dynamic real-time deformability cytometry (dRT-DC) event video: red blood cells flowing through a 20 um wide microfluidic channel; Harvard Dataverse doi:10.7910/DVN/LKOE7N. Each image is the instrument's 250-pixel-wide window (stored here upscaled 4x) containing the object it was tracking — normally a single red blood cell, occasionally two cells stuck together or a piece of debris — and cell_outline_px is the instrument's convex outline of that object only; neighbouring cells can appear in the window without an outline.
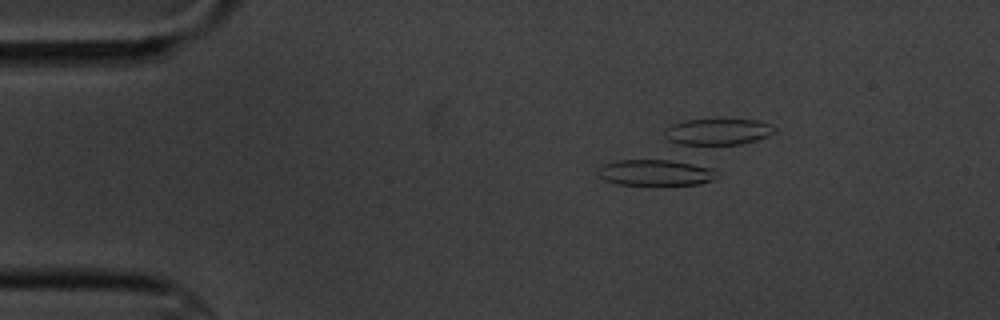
{"species": "common noctule bat (a hibernating species)", "species_latin": "Nyctalus noctula", "temperature_condition": "cold", "stored_images_in_passage": 5, "camera_frame_rate_fps": 3000, "um_per_image_px": 0.085, "animal": {"sex": "male", "body_mass_g": 20.1, "forearm_length_mm": 53.5}, "frame": {"image": 1, "passage_image": 2, "time_ms": 1.333, "image_size_px": [1000, 320], "cell_outline_px": [[720, 176], [712, 180], [700, 184], [616, 184], [604, 180], [600, 176], [596, 168], [604, 164], [616, 160], [684, 160], [716, 168], [720, 172]], "centroid_in_image_um": [55.83, 14.64], "position_along_channel_um": 29.2, "area_um2": 18.55}}
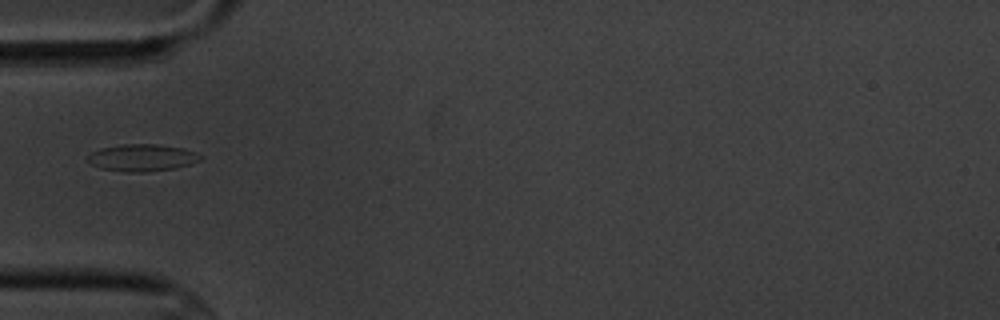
{"frame": {"image": 2, "passage_image": 4, "time_ms": 4.667, "image_size_px": [1000, 320], "cell_outline_px": [[204, 156], [200, 160], [176, 168], [148, 172], [124, 172], [100, 168], [92, 164], [88, 160], [88, 156], [92, 152], [100, 148], [124, 144], [156, 144], [184, 148], [196, 152]], "centroid_in_image_um": [12.1, 13.4], "position_along_channel_um": 72.9, "area_um2": 17.8}}
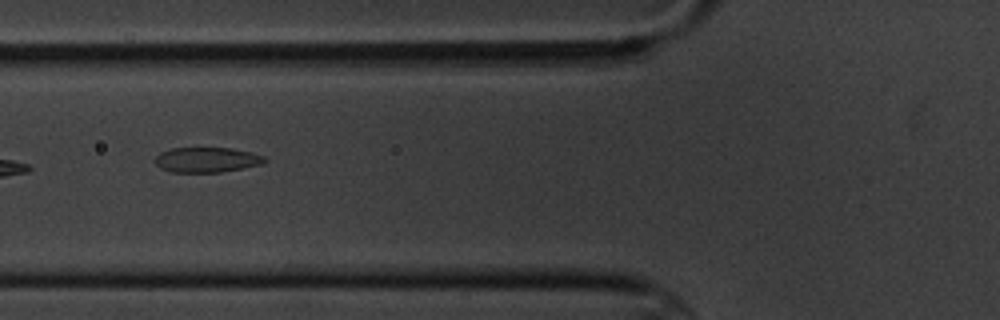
{"frame": {"image": 3, "passage_image": 5, "time_ms": 5.667, "image_size_px": [1000, 320], "cell_outline_px": [[268, 160], [264, 164], [244, 168], [220, 172], [172, 172], [160, 168], [156, 164], [156, 156], [160, 152], [172, 148], [232, 148], [252, 152], [264, 156]], "centroid_in_image_um": [17.62, 13.58], "position_along_channel_um": 108.2, "area_um2": 16.13}}